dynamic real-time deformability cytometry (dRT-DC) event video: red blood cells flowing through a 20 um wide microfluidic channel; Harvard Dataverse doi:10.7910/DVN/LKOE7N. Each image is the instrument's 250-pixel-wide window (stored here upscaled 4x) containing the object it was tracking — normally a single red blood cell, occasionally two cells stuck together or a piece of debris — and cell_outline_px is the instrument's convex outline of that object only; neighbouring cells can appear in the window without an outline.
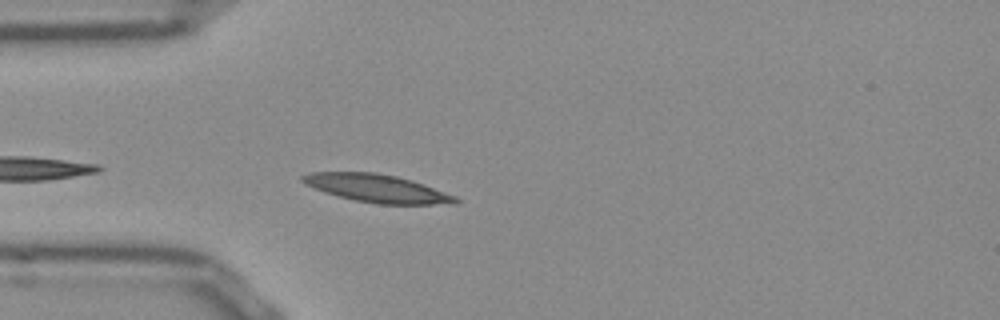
{"species": "Egyptian fruit bat (a non-hibernating species)", "species_latin": "Rousettus aegyptiacus", "temperature_condition": "room temperature", "stored_images_in_passage": 14, "camera_frame_rate_fps": 3000, "um_per_image_px": 0.085, "frame": {"image": 1, "passage_image": 3, "time_ms": 0.667, "image_size_px": [1000, 320], "cell_outline_px": [[460, 200], [432, 204], [376, 204], [356, 200], [324, 192], [304, 184], [300, 180], [300, 176], [312, 172], [376, 172], [396, 176], [412, 180], [424, 184], [456, 196]], "centroid_in_image_um": [31.97, 15.99], "position_along_channel_um": 53.0, "area_um2": 24.57}}